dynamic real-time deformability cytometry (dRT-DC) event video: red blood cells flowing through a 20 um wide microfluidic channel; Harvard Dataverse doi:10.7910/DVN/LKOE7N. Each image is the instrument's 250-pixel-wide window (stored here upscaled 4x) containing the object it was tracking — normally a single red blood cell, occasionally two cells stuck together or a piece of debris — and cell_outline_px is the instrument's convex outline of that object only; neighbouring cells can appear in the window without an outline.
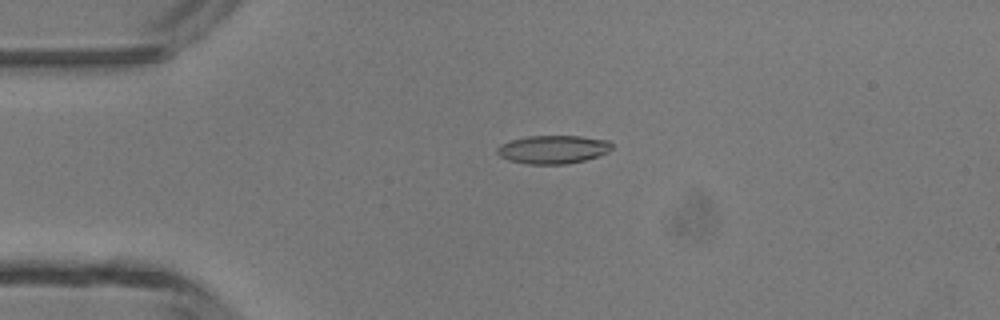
{"species": "common noctule bat (a hibernating species)", "species_latin": "Nyctalus noctula", "temperature_condition": "room temperature", "stored_images_in_passage": 47, "camera_frame_rate_fps": 3000, "um_per_image_px": 0.085, "animal": {"sex": "male", "body_mass_g": 13.3}, "frame": {"image": 1, "passage_image": 11, "time_ms": 3.333, "image_size_px": [1000, 320], "cell_outline_px": [[612, 148], [608, 152], [584, 160], [568, 164], [528, 164], [508, 160], [500, 156], [496, 152], [496, 148], [500, 144], [512, 140], [528, 136], [580, 136], [608, 140], [612, 144]], "centroid_in_image_um": [46.99, 12.7], "position_along_channel_um": 38.0, "area_um2": 18.9}}
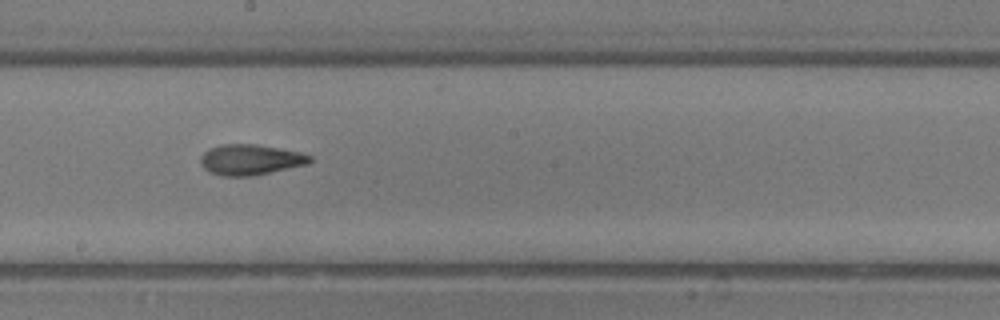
{"frame": {"image": 2, "passage_image": 26, "time_ms": 8.333, "image_size_px": [1000, 320], "cell_outline_px": [[312, 160], [308, 164], [256, 176], [220, 176], [208, 172], [200, 164], [200, 156], [204, 152], [212, 148], [224, 144], [256, 144], [300, 152], [312, 156]], "centroid_in_image_um": [21.29, 13.59], "position_along_channel_um": 226.9, "area_um2": 19.65}}
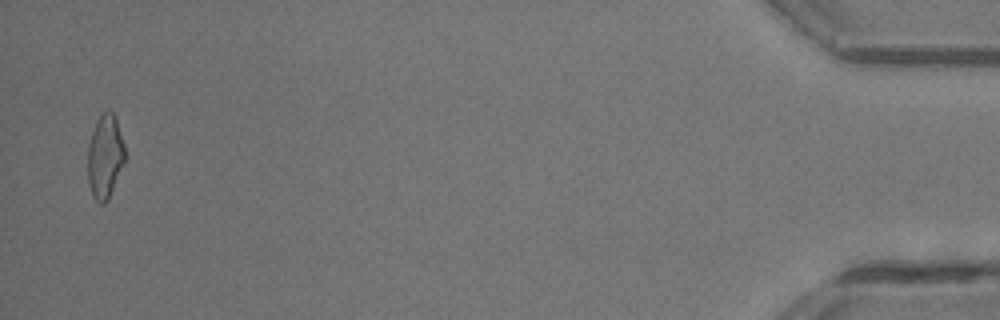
{"frame": {"image": 3, "passage_image": 46, "time_ms": 15.0, "image_size_px": [1000, 320], "cell_outline_px": [[124, 164], [108, 200], [104, 204], [100, 204], [92, 196], [88, 184], [88, 144], [96, 120], [104, 112], [112, 112], [116, 120], [124, 144]], "centroid_in_image_um": [8.91, 13.36], "position_along_channel_um": 426.3, "area_um2": 18.03}, "authors_computed_cell_mechanics": {"area_um2": 18.6116, "velocity_mm_per_s": 4.4149, "shape_relaxation_time_tau1_ms": 4.7987, "shape_relaxation_time_tau2_ms": 3.8937, "deformation_change_tau1": 0.1771, "deformation_change_tau2": 0.1255}}